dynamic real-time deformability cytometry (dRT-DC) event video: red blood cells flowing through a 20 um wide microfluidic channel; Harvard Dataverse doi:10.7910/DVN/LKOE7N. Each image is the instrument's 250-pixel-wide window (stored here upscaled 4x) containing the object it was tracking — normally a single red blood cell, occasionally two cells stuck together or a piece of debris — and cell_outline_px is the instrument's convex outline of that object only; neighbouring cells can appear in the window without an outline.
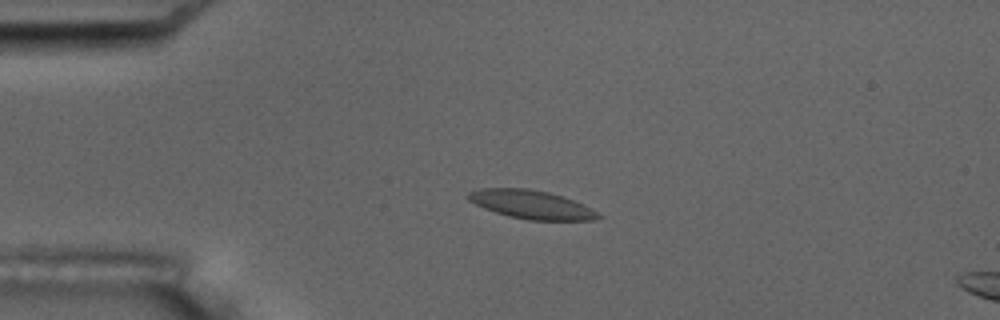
{"species": "common noctule bat (a hibernating species)", "species_latin": "Nyctalus noctula", "temperature_condition": "room temperature", "stored_images_in_passage": 4, "camera_frame_rate_fps": 3000, "um_per_image_px": 0.085, "animal": {"sex": "male", "body_mass_g": 17.5, "forearm_length_mm": 52.3}, "frame": {"image": 1, "passage_image": 3, "time_ms": 2.667, "image_size_px": [1000, 320], "cell_outline_px": [[604, 216], [592, 220], [528, 220], [508, 216], [484, 208], [468, 200], [468, 192], [480, 188], [528, 188], [548, 192], [564, 196], [584, 204], [592, 208]], "centroid_in_image_um": [45.2, 17.38], "position_along_channel_um": 39.8, "area_um2": 21.73}}